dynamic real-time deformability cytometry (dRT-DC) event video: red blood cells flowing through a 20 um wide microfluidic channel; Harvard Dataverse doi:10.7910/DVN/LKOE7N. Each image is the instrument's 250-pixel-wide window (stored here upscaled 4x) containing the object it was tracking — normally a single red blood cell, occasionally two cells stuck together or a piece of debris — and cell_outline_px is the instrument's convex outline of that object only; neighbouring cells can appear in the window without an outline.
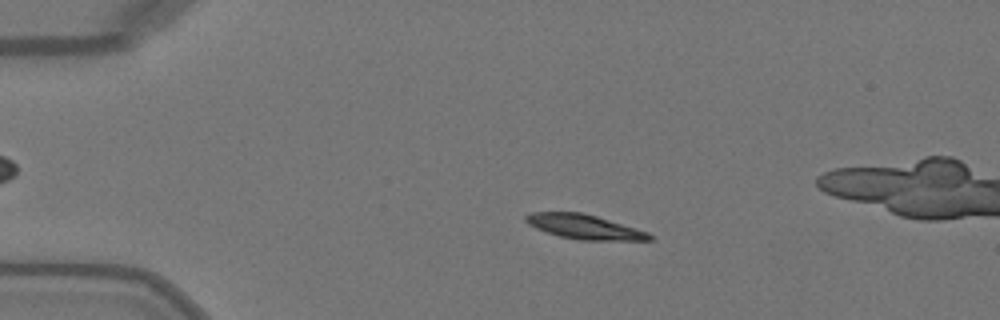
{"species": "Egyptian fruit bat (a non-hibernating species)", "species_latin": "Rousettus aegyptiacus", "temperature_condition": "warm", "stored_images_in_passage": 51, "camera_frame_rate_fps": 3000, "um_per_image_px": 0.085, "animal": {"sex": "female"}, "frame": {"image": 1, "passage_image": 11, "time_ms": 3.333, "image_size_px": [1000, 320], "cell_outline_px": [[652, 240], [580, 240], [560, 236], [536, 228], [528, 224], [524, 220], [524, 216], [528, 212], [580, 212], [596, 216], [636, 228], [648, 232], [652, 236]], "centroid_in_image_um": [49.63, 19.27], "position_along_channel_um": 35.4, "area_um2": 17.51}}
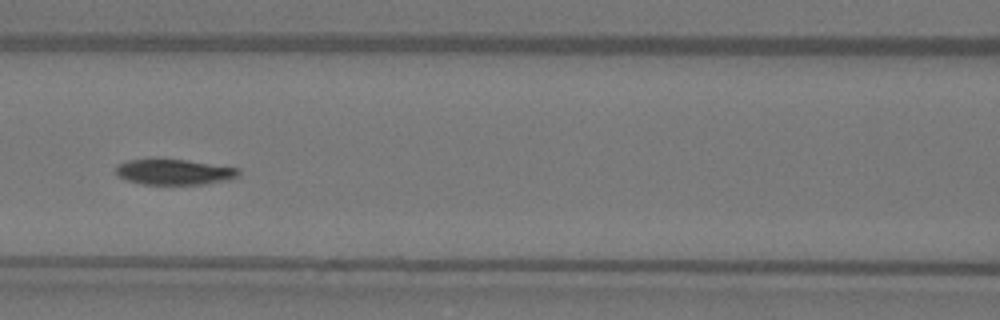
{"frame": {"image": 2, "passage_image": 23, "time_ms": 7.333, "image_size_px": [1000, 320], "cell_outline_px": [[240, 176], [228, 180], [204, 184], [140, 184], [128, 180], [120, 176], [116, 172], [116, 164], [128, 160], [184, 160], [240, 168]], "centroid_in_image_um": [14.85, 14.63], "position_along_channel_um": 151.8, "area_um2": 18.03}}
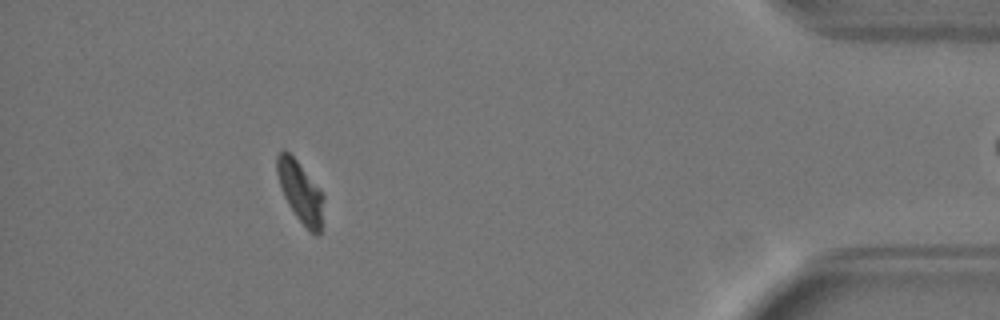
{"frame": {"image": 3, "passage_image": 46, "time_ms": 15.0, "image_size_px": [1000, 320], "cell_outline_px": [[324, 200], [320, 236], [316, 236], [308, 232], [296, 216], [288, 204], [284, 196], [276, 172], [276, 156], [280, 148], [284, 148], [296, 160], [324, 196]], "centroid_in_image_um": [25.52, 16.34], "position_along_channel_um": 409.7, "area_um2": 16.59}, "authors_computed_cell_mechanics": {"area_um2": 18.3804, "velocity_mm_per_s": 4.0485, "shape_relaxation_time_tau1_ms": 3.7048, "shape_relaxation_time_tau2_ms": null, "deformation_change_tau1": 0.1516, "deformation_change_tau2": null}}